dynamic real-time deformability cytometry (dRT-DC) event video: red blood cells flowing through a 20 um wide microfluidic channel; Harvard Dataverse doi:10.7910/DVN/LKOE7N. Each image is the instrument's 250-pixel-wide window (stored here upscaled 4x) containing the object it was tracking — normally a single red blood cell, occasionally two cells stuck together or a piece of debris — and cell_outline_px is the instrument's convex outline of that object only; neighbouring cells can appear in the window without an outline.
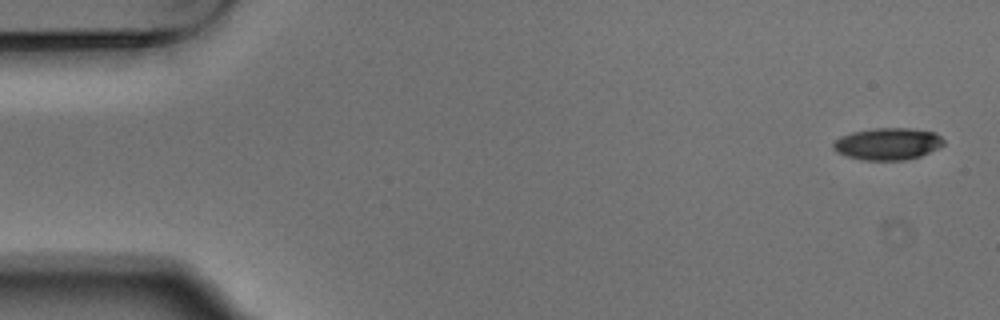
{"species": "Egyptian fruit bat (a non-hibernating species)", "species_latin": "Rousettus aegyptiacus", "temperature_condition": "warm", "stored_images_in_passage": 4, "camera_frame_rate_fps": 3000, "um_per_image_px": 0.085, "animal": {"sex": "male"}, "frame": {"image": 1, "passage_image": 1, "time_ms": 0.0, "image_size_px": [1000, 320], "cell_outline_px": [[944, 144], [920, 156], [904, 160], [860, 160], [836, 152], [832, 148], [832, 144], [840, 136], [852, 132], [872, 128], [912, 128], [936, 132], [944, 140]], "centroid_in_image_um": [75.43, 12.22], "position_along_channel_um": 9.6, "area_um2": 20.63}}
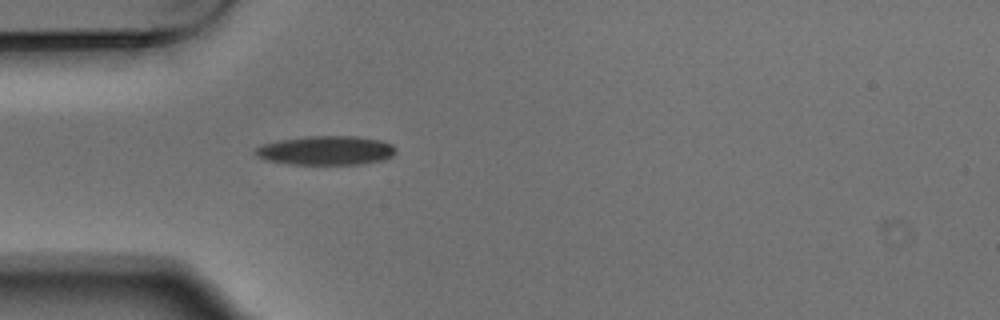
{"frame": {"image": 2, "passage_image": 4, "time_ms": 1.0, "image_size_px": [1000, 320], "cell_outline_px": [[396, 152], [392, 156], [384, 160], [360, 164], [288, 164], [264, 160], [256, 156], [252, 152], [260, 144], [280, 140], [308, 136], [356, 136], [380, 140], [392, 144], [396, 148]], "centroid_in_image_um": [27.68, 12.79], "position_along_channel_um": 57.3, "area_um2": 24.04}}